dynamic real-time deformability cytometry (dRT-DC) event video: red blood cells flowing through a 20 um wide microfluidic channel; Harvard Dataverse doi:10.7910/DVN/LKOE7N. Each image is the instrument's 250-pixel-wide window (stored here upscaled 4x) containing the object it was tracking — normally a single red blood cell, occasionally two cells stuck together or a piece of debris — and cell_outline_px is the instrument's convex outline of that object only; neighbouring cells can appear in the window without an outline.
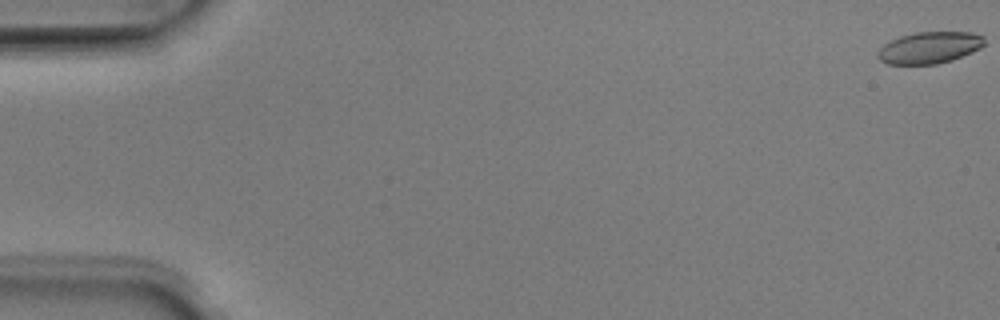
{"species": "Egyptian fruit bat (a non-hibernating species)", "species_latin": "Rousettus aegyptiacus", "temperature_condition": "room temperature", "stored_images_in_passage": 52, "camera_frame_rate_fps": 3000, "um_per_image_px": 0.085, "animal": {"sex": "male"}, "frame": {"image": 1, "passage_image": 1, "time_ms": 0.0, "image_size_px": [1000, 320], "cell_outline_px": [[984, 44], [960, 56], [948, 60], [932, 64], [888, 64], [880, 56], [880, 52], [888, 44], [904, 36], [920, 32], [968, 32], [980, 36], [984, 40]], "centroid_in_image_um": [79.05, 4.04], "position_along_channel_um": 5.9, "area_um2": 18.21}}
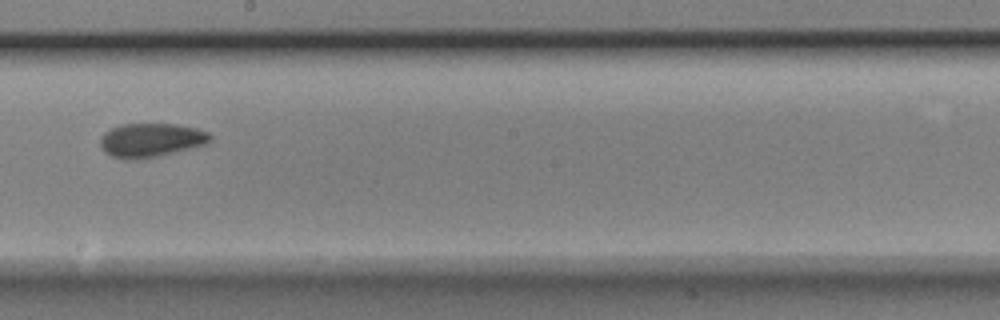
{"frame": {"image": 2, "passage_image": 30, "time_ms": 9.667, "image_size_px": [1000, 320], "cell_outline_px": [[208, 140], [200, 144], [168, 152], [148, 156], [116, 156], [108, 152], [104, 148], [100, 140], [112, 128], [128, 124], [168, 124], [192, 128], [204, 132], [208, 136]], "centroid_in_image_um": [12.78, 11.84], "position_along_channel_um": 235.4, "area_um2": 19.13}}
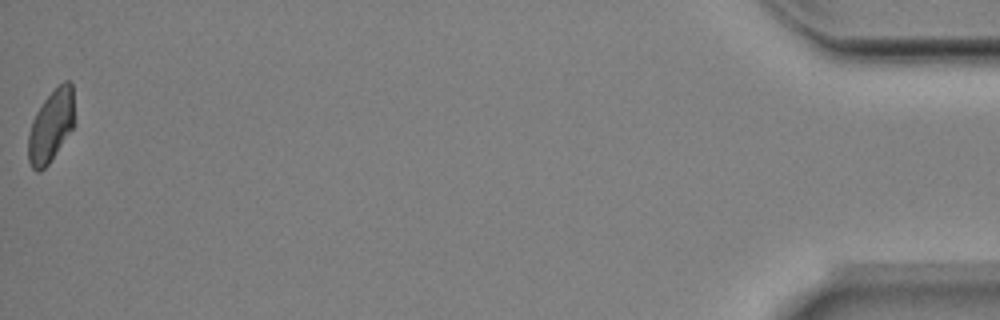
{"frame": {"image": 3, "passage_image": 52, "time_ms": 17.0, "image_size_px": [1000, 320], "cell_outline_px": [[72, 128], [48, 164], [44, 168], [32, 168], [28, 160], [28, 136], [32, 124], [44, 100], [64, 80], [68, 80], [72, 84]], "centroid_in_image_um": [4.32, 10.71], "position_along_channel_um": 430.9, "area_um2": 18.26}, "authors_computed_cell_mechanics": {"area_um2": 18.8139, "velocity_mm_per_s": 3.9873, "shape_relaxation_time_tau1_ms": 7.6476, "shape_relaxation_time_tau2_ms": 2.3179, "deformation_change_tau1": 0.1684, "deformation_change_tau2": 0.0818}}